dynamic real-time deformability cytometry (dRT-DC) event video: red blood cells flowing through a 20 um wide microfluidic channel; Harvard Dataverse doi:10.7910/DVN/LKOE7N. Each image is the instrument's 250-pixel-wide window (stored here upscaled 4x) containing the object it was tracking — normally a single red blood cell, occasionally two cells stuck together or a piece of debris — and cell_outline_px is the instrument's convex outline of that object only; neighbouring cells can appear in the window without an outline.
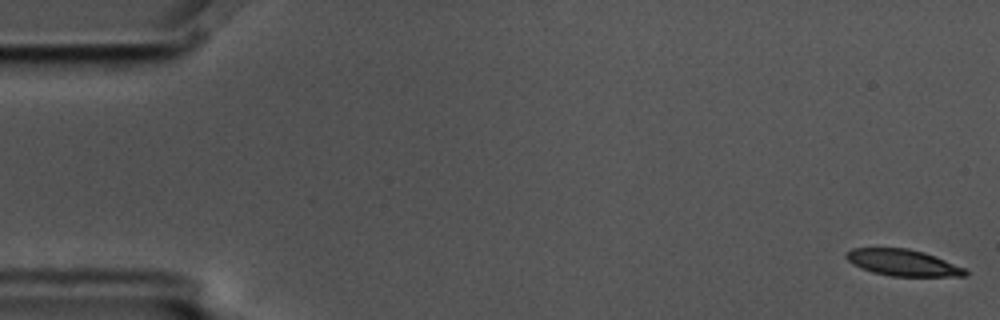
{"species": "common noctule bat (a hibernating species)", "species_latin": "Nyctalus noctula", "temperature_condition": "cold", "stored_images_in_passage": 6, "camera_frame_rate_fps": 3000, "um_per_image_px": 0.085, "animal": {"sex": "male", "body_mass_g": 17.5, "forearm_length_mm": 52.3}, "frame": {"image": 1, "passage_image": 1, "time_ms": 0.0, "image_size_px": [1000, 320], "cell_outline_px": [[968, 276], [892, 276], [872, 272], [852, 264], [844, 256], [844, 252], [852, 248], [908, 248], [924, 252], [936, 256], [964, 268], [968, 272]], "centroid_in_image_um": [76.72, 22.32], "position_along_channel_um": 8.3, "area_um2": 18.38}}
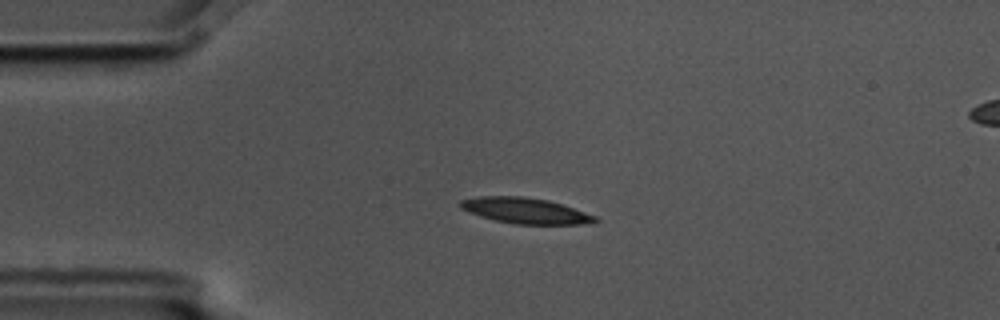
{"frame": {"image": 2, "passage_image": 4, "time_ms": 1.0, "image_size_px": [1000, 320], "cell_outline_px": [[600, 220], [596, 224], [516, 224], [496, 220], [480, 216], [468, 212], [460, 208], [456, 204], [460, 200], [476, 196], [524, 196], [548, 200], [596, 216]], "centroid_in_image_um": [44.63, 17.9], "position_along_channel_um": 40.4, "area_um2": 20.35}}